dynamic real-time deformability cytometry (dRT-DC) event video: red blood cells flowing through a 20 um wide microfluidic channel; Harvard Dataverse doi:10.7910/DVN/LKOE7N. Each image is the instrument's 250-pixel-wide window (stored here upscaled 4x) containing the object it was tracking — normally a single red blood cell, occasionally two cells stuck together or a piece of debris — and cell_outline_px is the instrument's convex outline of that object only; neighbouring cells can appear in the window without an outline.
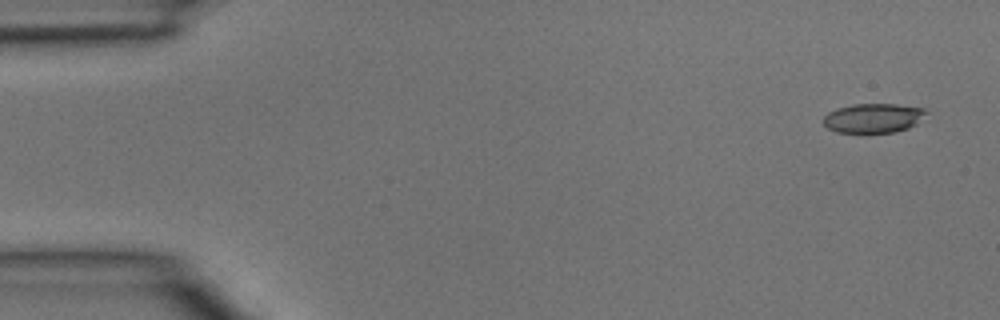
{"species": "common noctule bat (a hibernating species)", "species_latin": "Nyctalus noctula", "temperature_condition": "room temperature", "stored_images_in_passage": 4, "camera_frame_rate_fps": 3000, "um_per_image_px": 0.085, "animal": {"sex": "male", "body_mass_g": 15.6}, "frame": {"image": 1, "passage_image": 1, "time_ms": 0.0, "image_size_px": [1000, 320], "cell_outline_px": [[928, 112], [916, 124], [908, 128], [892, 132], [836, 132], [828, 128], [824, 124], [824, 116], [828, 112], [836, 108], [852, 104], [896, 104], [924, 108]], "centroid_in_image_um": [74.23, 10.02], "position_along_channel_um": 10.8, "area_um2": 17.51}}
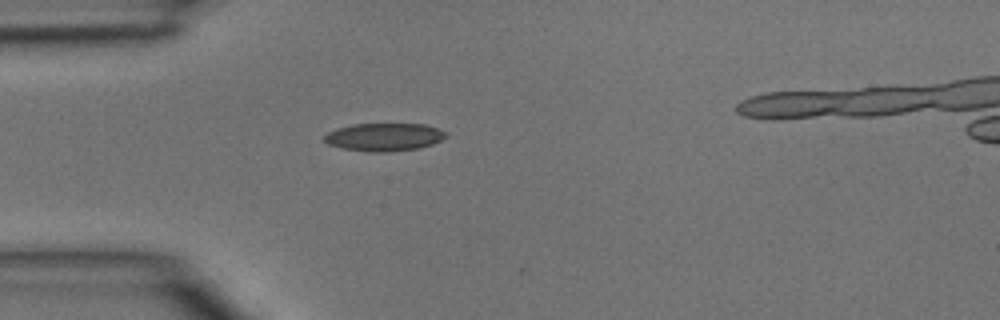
{"frame": {"image": 2, "passage_image": 4, "time_ms": 1.0, "image_size_px": [1000, 320], "cell_outline_px": [[448, 136], [432, 144], [416, 148], [388, 152], [368, 152], [344, 148], [328, 144], [324, 140], [324, 136], [328, 132], [336, 128], [352, 124], [424, 124], [448, 132]], "centroid_in_image_um": [32.65, 11.64], "position_along_channel_um": 52.4, "area_um2": 19.71}}